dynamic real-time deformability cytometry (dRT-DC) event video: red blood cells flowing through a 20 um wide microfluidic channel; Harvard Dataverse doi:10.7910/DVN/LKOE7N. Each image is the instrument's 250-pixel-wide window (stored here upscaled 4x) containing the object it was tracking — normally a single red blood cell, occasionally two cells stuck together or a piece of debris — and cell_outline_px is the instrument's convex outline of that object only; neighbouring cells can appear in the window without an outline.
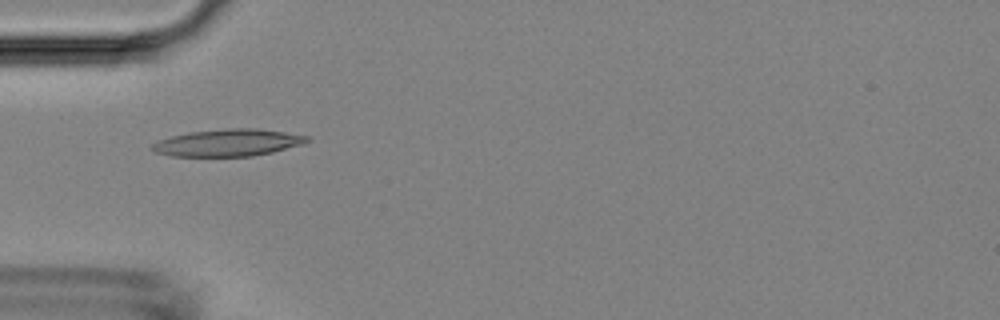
{"species": "Egyptian fruit bat (a non-hibernating species)", "species_latin": "Rousettus aegyptiacus", "temperature_condition": "room temperature", "stored_images_in_passage": 48, "camera_frame_rate_fps": 3000, "um_per_image_px": 0.085, "animal": {"sex": "female"}, "frame": {"image": 1, "passage_image": 15, "time_ms": 4.667, "image_size_px": [1000, 320], "cell_outline_px": [[312, 140], [304, 144], [272, 152], [252, 156], [172, 156], [156, 152], [148, 148], [156, 140], [188, 132], [228, 128], [256, 128], [312, 136]], "centroid_in_image_um": [19.4, 12.12], "position_along_channel_um": 65.6, "area_um2": 24.68}}
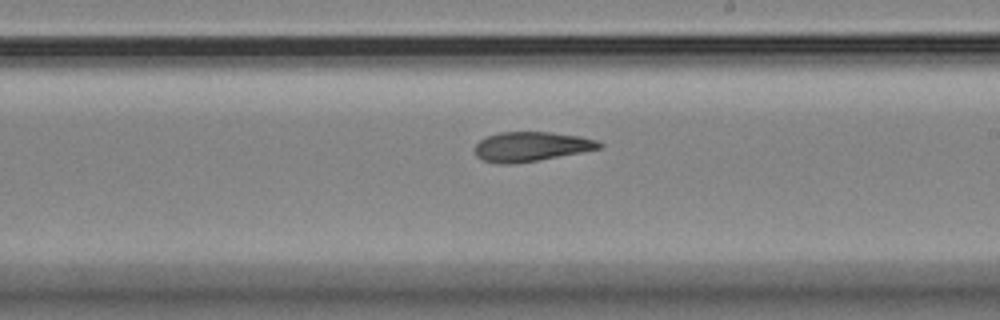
{"frame": {"image": 2, "passage_image": 28, "time_ms": 9.0, "image_size_px": [1000, 320], "cell_outline_px": [[604, 148], [540, 160], [516, 164], [496, 164], [480, 160], [476, 156], [476, 144], [480, 140], [488, 136], [500, 132], [552, 132], [580, 136], [596, 140], [604, 144]], "centroid_in_image_um": [45.17, 12.47], "position_along_channel_um": 243.8, "area_um2": 21.73}}
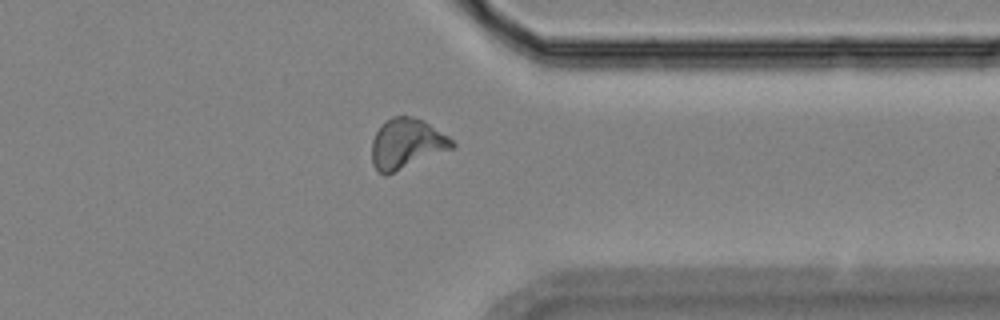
{"frame": {"image": 3, "passage_image": 38, "time_ms": 12.333, "image_size_px": [1000, 320], "cell_outline_px": [[456, 144], [452, 148], [384, 176], [376, 172], [372, 164], [372, 140], [376, 132], [392, 116], [412, 116], [424, 120], [448, 136]], "centroid_in_image_um": [34.53, 12.22], "position_along_channel_um": 376.9, "area_um2": 23.18}}